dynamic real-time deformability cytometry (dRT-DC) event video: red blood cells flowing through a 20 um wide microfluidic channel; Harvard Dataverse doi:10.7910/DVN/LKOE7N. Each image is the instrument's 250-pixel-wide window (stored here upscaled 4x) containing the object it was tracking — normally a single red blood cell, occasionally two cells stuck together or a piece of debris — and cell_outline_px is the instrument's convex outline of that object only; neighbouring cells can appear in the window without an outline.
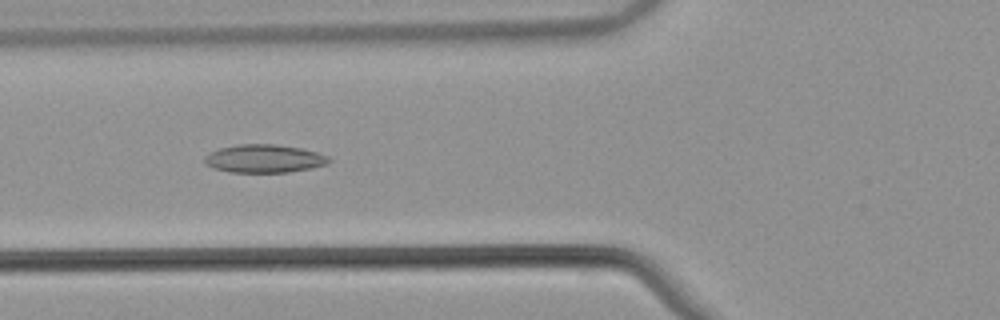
{"species": "common noctule bat (a hibernating species)", "species_latin": "Nyctalus noctula", "temperature_condition": "warm", "stored_images_in_passage": 37, "camera_frame_rate_fps": 3000, "um_per_image_px": 0.085, "animal": {"sex": "male", "body_mass_g": 21.5, "forearm_length_mm": 52.0}, "frame": {"image": 1, "passage_image": 3, "time_ms": 0.667, "image_size_px": [1000, 320], "cell_outline_px": [[332, 160], [328, 164], [312, 168], [288, 172], [228, 172], [212, 168], [204, 164], [204, 156], [220, 148], [240, 144], [276, 144], [300, 148], [316, 152], [328, 156]], "centroid_in_image_um": [22.45, 13.49], "position_along_channel_um": 103.3, "area_um2": 20.46}}
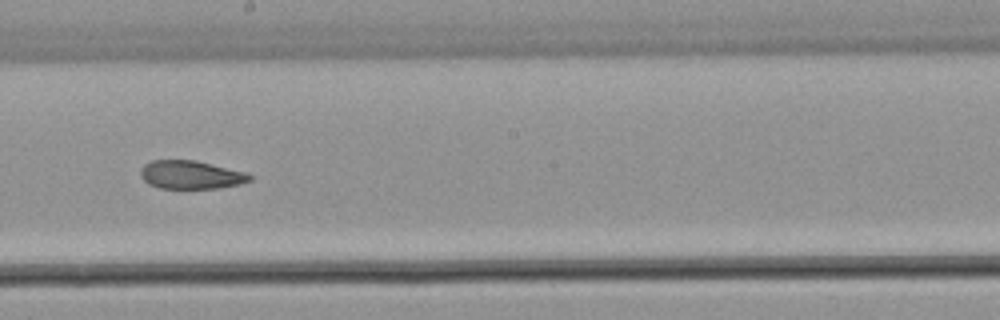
{"frame": {"image": 2, "passage_image": 13, "time_ms": 4.0, "image_size_px": [1000, 320], "cell_outline_px": [[252, 180], [240, 184], [220, 188], [160, 188], [148, 184], [140, 176], [140, 168], [144, 164], [152, 160], [196, 160], [244, 172], [252, 176]], "centroid_in_image_um": [16.19, 14.86], "position_along_channel_um": 232.0, "area_um2": 18.03}}
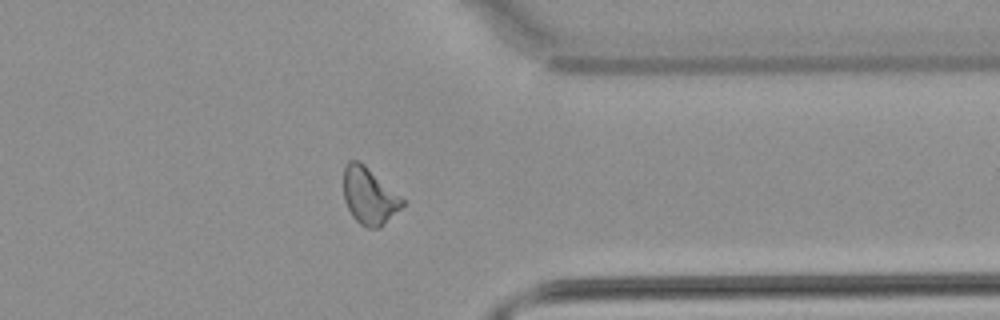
{"frame": {"image": 3, "passage_image": 25, "time_ms": 8.0, "image_size_px": [1000, 320], "cell_outline_px": [[404, 204], [380, 228], [368, 228], [360, 224], [352, 216], [344, 200], [344, 164], [348, 160], [356, 160], [364, 164], [404, 200]], "centroid_in_image_um": [31.34, 16.66], "position_along_channel_um": 380.1, "area_um2": 19.13}}